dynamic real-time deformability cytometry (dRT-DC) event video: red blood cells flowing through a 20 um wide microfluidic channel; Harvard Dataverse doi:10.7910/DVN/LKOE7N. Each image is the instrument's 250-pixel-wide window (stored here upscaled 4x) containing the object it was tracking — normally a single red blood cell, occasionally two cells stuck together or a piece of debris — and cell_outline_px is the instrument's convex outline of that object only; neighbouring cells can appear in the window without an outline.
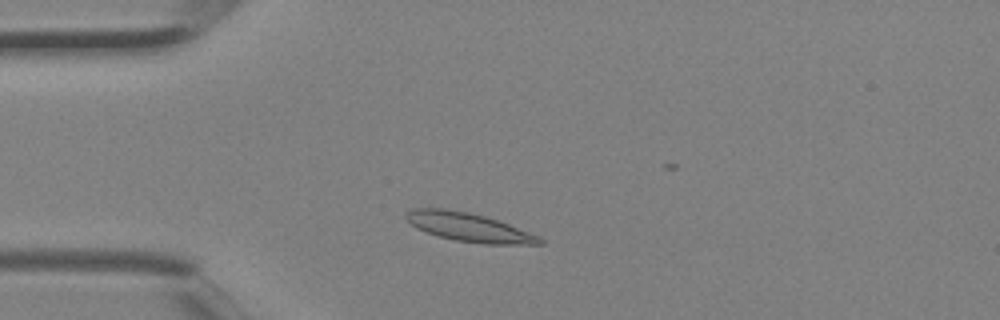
{"species": "Egyptian fruit bat (a non-hibernating species)", "species_latin": "Rousettus aegyptiacus", "temperature_condition": "room temperature", "stored_images_in_passage": 2, "camera_frame_rate_fps": 3000, "um_per_image_px": 0.085, "animal": {"sex": "female"}, "frame": {"image": 1, "passage_image": 2, "time_ms": 0.333, "image_size_px": [1000, 320], "cell_outline_px": [[544, 244], [484, 244], [456, 240], [440, 236], [416, 228], [404, 216], [412, 208], [444, 208], [468, 212], [484, 216], [508, 224], [540, 236], [544, 240]], "centroid_in_image_um": [39.88, 19.31], "position_along_channel_um": 45.1, "area_um2": 22.02}}